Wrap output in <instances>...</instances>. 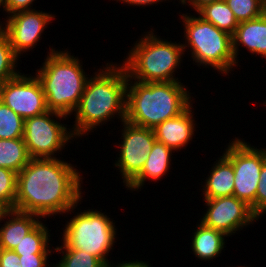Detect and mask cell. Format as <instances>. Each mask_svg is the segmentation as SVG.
<instances>
[{"label":"cell","mask_w":266,"mask_h":267,"mask_svg":"<svg viewBox=\"0 0 266 267\" xmlns=\"http://www.w3.org/2000/svg\"><path fill=\"white\" fill-rule=\"evenodd\" d=\"M79 173L57 157L31 159L17 175L15 210L41 218L72 212L83 197Z\"/></svg>","instance_id":"6da1fadb"},{"label":"cell","mask_w":266,"mask_h":267,"mask_svg":"<svg viewBox=\"0 0 266 267\" xmlns=\"http://www.w3.org/2000/svg\"><path fill=\"white\" fill-rule=\"evenodd\" d=\"M105 66L88 79L78 106L73 111L75 124L73 130H69L75 138L88 135V132L110 121L114 115L121 122L125 120L127 72L121 64L107 63Z\"/></svg>","instance_id":"7a4b0ae2"},{"label":"cell","mask_w":266,"mask_h":267,"mask_svg":"<svg viewBox=\"0 0 266 267\" xmlns=\"http://www.w3.org/2000/svg\"><path fill=\"white\" fill-rule=\"evenodd\" d=\"M190 94L179 81L143 83L128 77L125 120L154 129L193 104Z\"/></svg>","instance_id":"3957f363"},{"label":"cell","mask_w":266,"mask_h":267,"mask_svg":"<svg viewBox=\"0 0 266 267\" xmlns=\"http://www.w3.org/2000/svg\"><path fill=\"white\" fill-rule=\"evenodd\" d=\"M42 67L35 74L45 94L47 108L66 116L78 106L89 77L82 69L81 60L68 50H49Z\"/></svg>","instance_id":"277c9868"},{"label":"cell","mask_w":266,"mask_h":267,"mask_svg":"<svg viewBox=\"0 0 266 267\" xmlns=\"http://www.w3.org/2000/svg\"><path fill=\"white\" fill-rule=\"evenodd\" d=\"M151 30L136 41L122 63L128 77L143 83L180 81L174 72L184 55L182 43L163 40Z\"/></svg>","instance_id":"5b68a950"},{"label":"cell","mask_w":266,"mask_h":267,"mask_svg":"<svg viewBox=\"0 0 266 267\" xmlns=\"http://www.w3.org/2000/svg\"><path fill=\"white\" fill-rule=\"evenodd\" d=\"M181 19L185 29L184 52L190 47L191 58L198 66H210L225 75L238 66L233 53L232 35L199 16H188L186 13L182 14Z\"/></svg>","instance_id":"8992f818"},{"label":"cell","mask_w":266,"mask_h":267,"mask_svg":"<svg viewBox=\"0 0 266 267\" xmlns=\"http://www.w3.org/2000/svg\"><path fill=\"white\" fill-rule=\"evenodd\" d=\"M105 213L93 209L84 210L67 221L63 230L62 246L54 249H77L98 257L105 265L107 255L113 250L116 226Z\"/></svg>","instance_id":"52a82bcc"},{"label":"cell","mask_w":266,"mask_h":267,"mask_svg":"<svg viewBox=\"0 0 266 267\" xmlns=\"http://www.w3.org/2000/svg\"><path fill=\"white\" fill-rule=\"evenodd\" d=\"M55 117L59 121L68 118L62 113L48 110L24 120L23 139L31 159L56 158L55 153L74 139L67 125L53 119Z\"/></svg>","instance_id":"ba28073f"},{"label":"cell","mask_w":266,"mask_h":267,"mask_svg":"<svg viewBox=\"0 0 266 267\" xmlns=\"http://www.w3.org/2000/svg\"><path fill=\"white\" fill-rule=\"evenodd\" d=\"M229 142L224 155L232 162L234 170L233 196L246 202L256 215V193L266 148L257 149L241 139Z\"/></svg>","instance_id":"9c48e42d"},{"label":"cell","mask_w":266,"mask_h":267,"mask_svg":"<svg viewBox=\"0 0 266 267\" xmlns=\"http://www.w3.org/2000/svg\"><path fill=\"white\" fill-rule=\"evenodd\" d=\"M119 157L115 162L122 175L124 185H128L142 170L148 154L156 141L153 129L134 125L126 120L122 122Z\"/></svg>","instance_id":"30bf717a"},{"label":"cell","mask_w":266,"mask_h":267,"mask_svg":"<svg viewBox=\"0 0 266 267\" xmlns=\"http://www.w3.org/2000/svg\"><path fill=\"white\" fill-rule=\"evenodd\" d=\"M19 73L0 86V100L24 120L48 111L40 81Z\"/></svg>","instance_id":"8fae6325"},{"label":"cell","mask_w":266,"mask_h":267,"mask_svg":"<svg viewBox=\"0 0 266 267\" xmlns=\"http://www.w3.org/2000/svg\"><path fill=\"white\" fill-rule=\"evenodd\" d=\"M204 201L208 207L200 222L226 236H231L259 219L246 202L235 196L204 199Z\"/></svg>","instance_id":"7c38bea8"},{"label":"cell","mask_w":266,"mask_h":267,"mask_svg":"<svg viewBox=\"0 0 266 267\" xmlns=\"http://www.w3.org/2000/svg\"><path fill=\"white\" fill-rule=\"evenodd\" d=\"M7 17L6 23H3L5 27L0 21V28L7 34L14 53L19 57L37 45L46 25L52 23L55 16L33 9L18 11Z\"/></svg>","instance_id":"4fadbf2b"},{"label":"cell","mask_w":266,"mask_h":267,"mask_svg":"<svg viewBox=\"0 0 266 267\" xmlns=\"http://www.w3.org/2000/svg\"><path fill=\"white\" fill-rule=\"evenodd\" d=\"M192 104L180 115L165 120L157 125L153 131L157 141L164 143L173 151L185 149L189 141H192L195 130ZM195 123V124H194Z\"/></svg>","instance_id":"5bb4252c"},{"label":"cell","mask_w":266,"mask_h":267,"mask_svg":"<svg viewBox=\"0 0 266 267\" xmlns=\"http://www.w3.org/2000/svg\"><path fill=\"white\" fill-rule=\"evenodd\" d=\"M233 53L236 63L239 55V46L244 48L253 55L257 54L266 58V15L245 22L239 23L235 33L232 35Z\"/></svg>","instance_id":"9a60e30c"},{"label":"cell","mask_w":266,"mask_h":267,"mask_svg":"<svg viewBox=\"0 0 266 267\" xmlns=\"http://www.w3.org/2000/svg\"><path fill=\"white\" fill-rule=\"evenodd\" d=\"M174 151L164 143L155 141L141 172L126 186L135 191L144 185L147 179L161 180L171 166V156ZM135 189V190H134Z\"/></svg>","instance_id":"2e32d148"},{"label":"cell","mask_w":266,"mask_h":267,"mask_svg":"<svg viewBox=\"0 0 266 267\" xmlns=\"http://www.w3.org/2000/svg\"><path fill=\"white\" fill-rule=\"evenodd\" d=\"M0 228V248L13 250L41 221L40 216L13 209Z\"/></svg>","instance_id":"e0dca14e"},{"label":"cell","mask_w":266,"mask_h":267,"mask_svg":"<svg viewBox=\"0 0 266 267\" xmlns=\"http://www.w3.org/2000/svg\"><path fill=\"white\" fill-rule=\"evenodd\" d=\"M214 162L210 175L206 177L203 185V198L214 199L218 197L233 196L234 170L232 162L224 155Z\"/></svg>","instance_id":"ac0fdd59"},{"label":"cell","mask_w":266,"mask_h":267,"mask_svg":"<svg viewBox=\"0 0 266 267\" xmlns=\"http://www.w3.org/2000/svg\"><path fill=\"white\" fill-rule=\"evenodd\" d=\"M191 240V248L194 255L201 260H212L221 254L225 245V234L202 222L197 224Z\"/></svg>","instance_id":"d6986e66"},{"label":"cell","mask_w":266,"mask_h":267,"mask_svg":"<svg viewBox=\"0 0 266 267\" xmlns=\"http://www.w3.org/2000/svg\"><path fill=\"white\" fill-rule=\"evenodd\" d=\"M30 160L23 138L0 139V167L19 173Z\"/></svg>","instance_id":"ffe728a7"},{"label":"cell","mask_w":266,"mask_h":267,"mask_svg":"<svg viewBox=\"0 0 266 267\" xmlns=\"http://www.w3.org/2000/svg\"><path fill=\"white\" fill-rule=\"evenodd\" d=\"M197 14L204 21L212 23L218 29L226 31L230 35L235 33L236 28L239 25L233 11L226 4L225 0L206 4L197 11Z\"/></svg>","instance_id":"44dd1931"},{"label":"cell","mask_w":266,"mask_h":267,"mask_svg":"<svg viewBox=\"0 0 266 267\" xmlns=\"http://www.w3.org/2000/svg\"><path fill=\"white\" fill-rule=\"evenodd\" d=\"M48 228L41 221L30 231L13 249L19 256L31 255L32 253H51L50 234Z\"/></svg>","instance_id":"7402d4cb"},{"label":"cell","mask_w":266,"mask_h":267,"mask_svg":"<svg viewBox=\"0 0 266 267\" xmlns=\"http://www.w3.org/2000/svg\"><path fill=\"white\" fill-rule=\"evenodd\" d=\"M19 58L14 53L7 34L0 28V86L20 73L15 69Z\"/></svg>","instance_id":"603a6c76"},{"label":"cell","mask_w":266,"mask_h":267,"mask_svg":"<svg viewBox=\"0 0 266 267\" xmlns=\"http://www.w3.org/2000/svg\"><path fill=\"white\" fill-rule=\"evenodd\" d=\"M24 119L0 100V139L23 138Z\"/></svg>","instance_id":"cb8c5ba5"},{"label":"cell","mask_w":266,"mask_h":267,"mask_svg":"<svg viewBox=\"0 0 266 267\" xmlns=\"http://www.w3.org/2000/svg\"><path fill=\"white\" fill-rule=\"evenodd\" d=\"M62 255L55 267H105V264L96 256L77 249H54Z\"/></svg>","instance_id":"d4e9b609"},{"label":"cell","mask_w":266,"mask_h":267,"mask_svg":"<svg viewBox=\"0 0 266 267\" xmlns=\"http://www.w3.org/2000/svg\"><path fill=\"white\" fill-rule=\"evenodd\" d=\"M239 23L255 19L264 13V0H225Z\"/></svg>","instance_id":"484cf974"},{"label":"cell","mask_w":266,"mask_h":267,"mask_svg":"<svg viewBox=\"0 0 266 267\" xmlns=\"http://www.w3.org/2000/svg\"><path fill=\"white\" fill-rule=\"evenodd\" d=\"M18 173L0 167V200L5 201L12 209H15Z\"/></svg>","instance_id":"4316f807"},{"label":"cell","mask_w":266,"mask_h":267,"mask_svg":"<svg viewBox=\"0 0 266 267\" xmlns=\"http://www.w3.org/2000/svg\"><path fill=\"white\" fill-rule=\"evenodd\" d=\"M264 214H266V160L263 162L256 193V216L260 218Z\"/></svg>","instance_id":"83f0119b"},{"label":"cell","mask_w":266,"mask_h":267,"mask_svg":"<svg viewBox=\"0 0 266 267\" xmlns=\"http://www.w3.org/2000/svg\"><path fill=\"white\" fill-rule=\"evenodd\" d=\"M52 253H32L31 255H21L20 266L21 267H50L47 260Z\"/></svg>","instance_id":"f1b7e54d"},{"label":"cell","mask_w":266,"mask_h":267,"mask_svg":"<svg viewBox=\"0 0 266 267\" xmlns=\"http://www.w3.org/2000/svg\"><path fill=\"white\" fill-rule=\"evenodd\" d=\"M33 1L35 0H4L2 4L3 11L11 15L18 11L33 10L31 8Z\"/></svg>","instance_id":"f546056e"},{"label":"cell","mask_w":266,"mask_h":267,"mask_svg":"<svg viewBox=\"0 0 266 267\" xmlns=\"http://www.w3.org/2000/svg\"><path fill=\"white\" fill-rule=\"evenodd\" d=\"M0 267H21L19 255L14 250L0 248Z\"/></svg>","instance_id":"4dcf8cb0"},{"label":"cell","mask_w":266,"mask_h":267,"mask_svg":"<svg viewBox=\"0 0 266 267\" xmlns=\"http://www.w3.org/2000/svg\"><path fill=\"white\" fill-rule=\"evenodd\" d=\"M112 262L110 261L108 264L105 265V267H151V265H149L148 262H144V261H138V260H135V261H122L121 262H117V264L115 265V263L111 264Z\"/></svg>","instance_id":"1f68e13d"},{"label":"cell","mask_w":266,"mask_h":267,"mask_svg":"<svg viewBox=\"0 0 266 267\" xmlns=\"http://www.w3.org/2000/svg\"><path fill=\"white\" fill-rule=\"evenodd\" d=\"M118 1H122L123 2V4L124 3H126V4H130V5H134V6H142V7H144L143 5H146V6H150V5H152V4H157L158 2H163V0H117V2ZM164 1H166V0H164ZM168 1V0H167Z\"/></svg>","instance_id":"d6a6232c"},{"label":"cell","mask_w":266,"mask_h":267,"mask_svg":"<svg viewBox=\"0 0 266 267\" xmlns=\"http://www.w3.org/2000/svg\"><path fill=\"white\" fill-rule=\"evenodd\" d=\"M220 0H187L183 5L186 3H190V7L192 6L193 9L197 12L200 8H202L206 4H210L212 2H216Z\"/></svg>","instance_id":"836d02e7"},{"label":"cell","mask_w":266,"mask_h":267,"mask_svg":"<svg viewBox=\"0 0 266 267\" xmlns=\"http://www.w3.org/2000/svg\"><path fill=\"white\" fill-rule=\"evenodd\" d=\"M13 209L5 202L0 200V221L6 220L7 215L12 211Z\"/></svg>","instance_id":"e575fe53"},{"label":"cell","mask_w":266,"mask_h":267,"mask_svg":"<svg viewBox=\"0 0 266 267\" xmlns=\"http://www.w3.org/2000/svg\"><path fill=\"white\" fill-rule=\"evenodd\" d=\"M264 14L266 15V0H264Z\"/></svg>","instance_id":"d590c367"},{"label":"cell","mask_w":266,"mask_h":267,"mask_svg":"<svg viewBox=\"0 0 266 267\" xmlns=\"http://www.w3.org/2000/svg\"><path fill=\"white\" fill-rule=\"evenodd\" d=\"M179 1L181 2V4H184L187 0H179Z\"/></svg>","instance_id":"8d00e7d4"},{"label":"cell","mask_w":266,"mask_h":267,"mask_svg":"<svg viewBox=\"0 0 266 267\" xmlns=\"http://www.w3.org/2000/svg\"><path fill=\"white\" fill-rule=\"evenodd\" d=\"M4 0H0V6H2Z\"/></svg>","instance_id":"74e56055"}]
</instances>
